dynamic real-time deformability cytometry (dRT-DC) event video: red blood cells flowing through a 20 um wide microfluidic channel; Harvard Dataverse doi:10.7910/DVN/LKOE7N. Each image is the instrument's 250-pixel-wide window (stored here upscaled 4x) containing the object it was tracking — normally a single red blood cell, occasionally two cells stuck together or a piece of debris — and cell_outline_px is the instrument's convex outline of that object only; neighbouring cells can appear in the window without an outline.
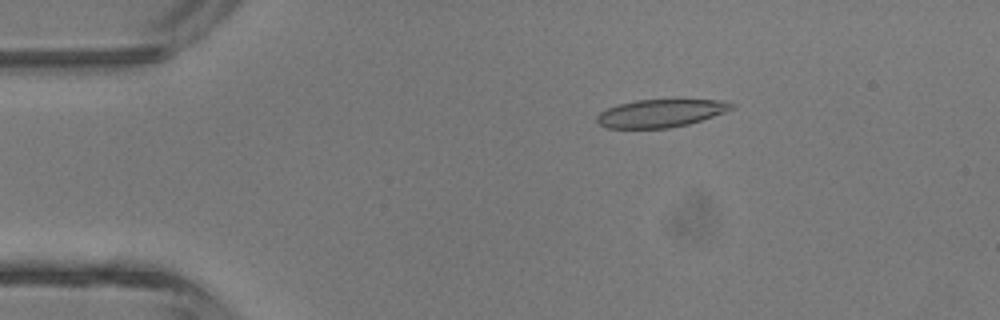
{"species": "common noctule bat (a hibernating species)", "species_latin": "Nyctalus noctula", "temperature_condition": "room temperature", "stored_images_in_passage": 3, "camera_frame_rate_fps": 3000, "um_per_image_px": 0.085, "animal": {"sex": "male", "body_mass_g": 13.3}, "frame": {"image": 1, "passage_image": 1, "time_ms": 0.0, "image_size_px": [1000, 320], "cell_outline_px": [[736, 108], [688, 124], [668, 128], [608, 128], [600, 124], [596, 120], [596, 116], [600, 112], [608, 108], [620, 104], [636, 100], [676, 96], [720, 100], [736, 104]], "centroid_in_image_um": [56.24, 9.56], "position_along_channel_um": 28.8, "area_um2": 22.83}}
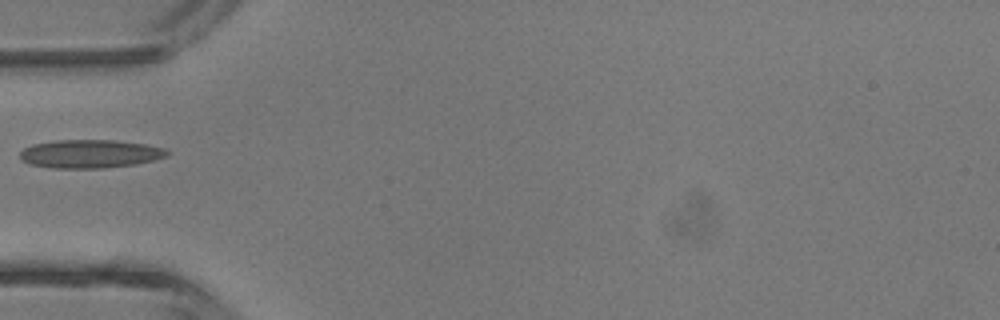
{"frame": {"image": 2, "passage_image": 3, "time_ms": 2.333, "image_size_px": [1000, 320], "cell_outline_px": [[168, 156], [136, 164], [104, 168], [52, 168], [28, 164], [20, 160], [20, 152], [24, 148], [32, 144], [52, 140], [116, 140], [144, 144], [164, 148], [168, 152]], "centroid_in_image_um": [7.6, 13.07], "position_along_channel_um": 77.4, "area_um2": 24.45}}